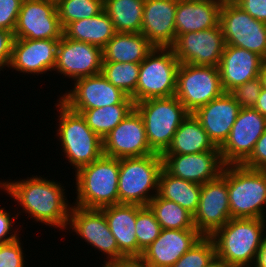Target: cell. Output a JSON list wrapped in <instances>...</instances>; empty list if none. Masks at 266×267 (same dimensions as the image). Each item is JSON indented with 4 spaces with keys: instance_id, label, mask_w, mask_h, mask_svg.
I'll return each mask as SVG.
<instances>
[{
    "instance_id": "9c48e42d",
    "label": "cell",
    "mask_w": 266,
    "mask_h": 267,
    "mask_svg": "<svg viewBox=\"0 0 266 267\" xmlns=\"http://www.w3.org/2000/svg\"><path fill=\"white\" fill-rule=\"evenodd\" d=\"M224 92L218 67L180 63L174 96L190 114Z\"/></svg>"
},
{
    "instance_id": "c3c4849f",
    "label": "cell",
    "mask_w": 266,
    "mask_h": 267,
    "mask_svg": "<svg viewBox=\"0 0 266 267\" xmlns=\"http://www.w3.org/2000/svg\"><path fill=\"white\" fill-rule=\"evenodd\" d=\"M205 267H231L227 264L223 259L219 258L218 256H214Z\"/></svg>"
},
{
    "instance_id": "bcb514c9",
    "label": "cell",
    "mask_w": 266,
    "mask_h": 267,
    "mask_svg": "<svg viewBox=\"0 0 266 267\" xmlns=\"http://www.w3.org/2000/svg\"><path fill=\"white\" fill-rule=\"evenodd\" d=\"M255 110L260 112L264 117H266V89L262 88L260 91V95L258 101L253 107Z\"/></svg>"
},
{
    "instance_id": "2e32d148",
    "label": "cell",
    "mask_w": 266,
    "mask_h": 267,
    "mask_svg": "<svg viewBox=\"0 0 266 267\" xmlns=\"http://www.w3.org/2000/svg\"><path fill=\"white\" fill-rule=\"evenodd\" d=\"M103 49L81 41L71 40L64 35L57 46L54 71L62 77L75 81L101 73Z\"/></svg>"
},
{
    "instance_id": "4316f807",
    "label": "cell",
    "mask_w": 266,
    "mask_h": 267,
    "mask_svg": "<svg viewBox=\"0 0 266 267\" xmlns=\"http://www.w3.org/2000/svg\"><path fill=\"white\" fill-rule=\"evenodd\" d=\"M154 48L142 33H116L103 48V62L140 64Z\"/></svg>"
},
{
    "instance_id": "f6af8a7d",
    "label": "cell",
    "mask_w": 266,
    "mask_h": 267,
    "mask_svg": "<svg viewBox=\"0 0 266 267\" xmlns=\"http://www.w3.org/2000/svg\"><path fill=\"white\" fill-rule=\"evenodd\" d=\"M102 267H148L141 257H123L102 264Z\"/></svg>"
},
{
    "instance_id": "3957f363",
    "label": "cell",
    "mask_w": 266,
    "mask_h": 267,
    "mask_svg": "<svg viewBox=\"0 0 266 267\" xmlns=\"http://www.w3.org/2000/svg\"><path fill=\"white\" fill-rule=\"evenodd\" d=\"M119 159L102 155L75 172L77 198L72 205L101 209L119 204Z\"/></svg>"
},
{
    "instance_id": "5bb4252c",
    "label": "cell",
    "mask_w": 266,
    "mask_h": 267,
    "mask_svg": "<svg viewBox=\"0 0 266 267\" xmlns=\"http://www.w3.org/2000/svg\"><path fill=\"white\" fill-rule=\"evenodd\" d=\"M68 228L80 236L87 245L106 255L107 263L119 259V249L111 233L104 212L101 209H87L72 205L69 213Z\"/></svg>"
},
{
    "instance_id": "b9f144b4",
    "label": "cell",
    "mask_w": 266,
    "mask_h": 267,
    "mask_svg": "<svg viewBox=\"0 0 266 267\" xmlns=\"http://www.w3.org/2000/svg\"><path fill=\"white\" fill-rule=\"evenodd\" d=\"M242 165L250 169L266 170V130L257 140L253 152Z\"/></svg>"
},
{
    "instance_id": "7bdbcfd3",
    "label": "cell",
    "mask_w": 266,
    "mask_h": 267,
    "mask_svg": "<svg viewBox=\"0 0 266 267\" xmlns=\"http://www.w3.org/2000/svg\"><path fill=\"white\" fill-rule=\"evenodd\" d=\"M254 19L266 23V0H232Z\"/></svg>"
},
{
    "instance_id": "7c38bea8",
    "label": "cell",
    "mask_w": 266,
    "mask_h": 267,
    "mask_svg": "<svg viewBox=\"0 0 266 267\" xmlns=\"http://www.w3.org/2000/svg\"><path fill=\"white\" fill-rule=\"evenodd\" d=\"M225 47L221 25L187 32L176 37L170 47L179 63L218 67Z\"/></svg>"
},
{
    "instance_id": "836d02e7",
    "label": "cell",
    "mask_w": 266,
    "mask_h": 267,
    "mask_svg": "<svg viewBox=\"0 0 266 267\" xmlns=\"http://www.w3.org/2000/svg\"><path fill=\"white\" fill-rule=\"evenodd\" d=\"M139 70L137 63L103 62L101 74L134 101Z\"/></svg>"
},
{
    "instance_id": "e575fe53",
    "label": "cell",
    "mask_w": 266,
    "mask_h": 267,
    "mask_svg": "<svg viewBox=\"0 0 266 267\" xmlns=\"http://www.w3.org/2000/svg\"><path fill=\"white\" fill-rule=\"evenodd\" d=\"M56 8L64 29L71 22L98 15L104 10V0H57Z\"/></svg>"
},
{
    "instance_id": "f907efd6",
    "label": "cell",
    "mask_w": 266,
    "mask_h": 267,
    "mask_svg": "<svg viewBox=\"0 0 266 267\" xmlns=\"http://www.w3.org/2000/svg\"><path fill=\"white\" fill-rule=\"evenodd\" d=\"M191 1H207V2H212L218 5H224L227 2H230L232 0H191Z\"/></svg>"
},
{
    "instance_id": "d6986e66",
    "label": "cell",
    "mask_w": 266,
    "mask_h": 267,
    "mask_svg": "<svg viewBox=\"0 0 266 267\" xmlns=\"http://www.w3.org/2000/svg\"><path fill=\"white\" fill-rule=\"evenodd\" d=\"M163 168L172 176L200 185L217 179L226 166L220 151L162 154Z\"/></svg>"
},
{
    "instance_id": "44dd1931",
    "label": "cell",
    "mask_w": 266,
    "mask_h": 267,
    "mask_svg": "<svg viewBox=\"0 0 266 267\" xmlns=\"http://www.w3.org/2000/svg\"><path fill=\"white\" fill-rule=\"evenodd\" d=\"M202 237L197 229H162L141 258L148 267H171Z\"/></svg>"
},
{
    "instance_id": "6da1fadb",
    "label": "cell",
    "mask_w": 266,
    "mask_h": 267,
    "mask_svg": "<svg viewBox=\"0 0 266 267\" xmlns=\"http://www.w3.org/2000/svg\"><path fill=\"white\" fill-rule=\"evenodd\" d=\"M63 188L60 181L48 180L40 175L12 182L0 181V190L12 197L15 203L17 201L30 219L62 231L67 228L72 207Z\"/></svg>"
},
{
    "instance_id": "ab89813d",
    "label": "cell",
    "mask_w": 266,
    "mask_h": 267,
    "mask_svg": "<svg viewBox=\"0 0 266 267\" xmlns=\"http://www.w3.org/2000/svg\"><path fill=\"white\" fill-rule=\"evenodd\" d=\"M23 0H0V29L14 32Z\"/></svg>"
},
{
    "instance_id": "4fadbf2b",
    "label": "cell",
    "mask_w": 266,
    "mask_h": 267,
    "mask_svg": "<svg viewBox=\"0 0 266 267\" xmlns=\"http://www.w3.org/2000/svg\"><path fill=\"white\" fill-rule=\"evenodd\" d=\"M266 130V117L254 108H240L228 139L219 148L226 165L242 164Z\"/></svg>"
},
{
    "instance_id": "83f0119b",
    "label": "cell",
    "mask_w": 266,
    "mask_h": 267,
    "mask_svg": "<svg viewBox=\"0 0 266 267\" xmlns=\"http://www.w3.org/2000/svg\"><path fill=\"white\" fill-rule=\"evenodd\" d=\"M206 151L220 149L209 139L195 116L189 114L176 130L170 146L163 154H195Z\"/></svg>"
},
{
    "instance_id": "ffe728a7",
    "label": "cell",
    "mask_w": 266,
    "mask_h": 267,
    "mask_svg": "<svg viewBox=\"0 0 266 267\" xmlns=\"http://www.w3.org/2000/svg\"><path fill=\"white\" fill-rule=\"evenodd\" d=\"M55 39H15L8 68L23 74H49L56 64L57 46Z\"/></svg>"
},
{
    "instance_id": "30bf717a",
    "label": "cell",
    "mask_w": 266,
    "mask_h": 267,
    "mask_svg": "<svg viewBox=\"0 0 266 267\" xmlns=\"http://www.w3.org/2000/svg\"><path fill=\"white\" fill-rule=\"evenodd\" d=\"M220 25L225 45L255 52L266 60V23L254 19L230 1L221 7Z\"/></svg>"
},
{
    "instance_id": "ba28073f",
    "label": "cell",
    "mask_w": 266,
    "mask_h": 267,
    "mask_svg": "<svg viewBox=\"0 0 266 267\" xmlns=\"http://www.w3.org/2000/svg\"><path fill=\"white\" fill-rule=\"evenodd\" d=\"M179 65L171 48L155 47L140 63L134 103L174 96Z\"/></svg>"
},
{
    "instance_id": "d4e9b609",
    "label": "cell",
    "mask_w": 266,
    "mask_h": 267,
    "mask_svg": "<svg viewBox=\"0 0 266 267\" xmlns=\"http://www.w3.org/2000/svg\"><path fill=\"white\" fill-rule=\"evenodd\" d=\"M109 229L119 249V259L138 257V243L135 234L136 204H116L101 208Z\"/></svg>"
},
{
    "instance_id": "f1b7e54d",
    "label": "cell",
    "mask_w": 266,
    "mask_h": 267,
    "mask_svg": "<svg viewBox=\"0 0 266 267\" xmlns=\"http://www.w3.org/2000/svg\"><path fill=\"white\" fill-rule=\"evenodd\" d=\"M115 34L113 22L104 10L94 17L71 22L63 29L66 38L92 44L101 49Z\"/></svg>"
},
{
    "instance_id": "1f68e13d",
    "label": "cell",
    "mask_w": 266,
    "mask_h": 267,
    "mask_svg": "<svg viewBox=\"0 0 266 267\" xmlns=\"http://www.w3.org/2000/svg\"><path fill=\"white\" fill-rule=\"evenodd\" d=\"M134 108L135 103H120L99 108L72 110L81 113L86 124L103 140Z\"/></svg>"
},
{
    "instance_id": "7a4b0ae2",
    "label": "cell",
    "mask_w": 266,
    "mask_h": 267,
    "mask_svg": "<svg viewBox=\"0 0 266 267\" xmlns=\"http://www.w3.org/2000/svg\"><path fill=\"white\" fill-rule=\"evenodd\" d=\"M266 219L231 218L210 237L216 256L231 267L255 263L257 253L266 240Z\"/></svg>"
},
{
    "instance_id": "60d3db41",
    "label": "cell",
    "mask_w": 266,
    "mask_h": 267,
    "mask_svg": "<svg viewBox=\"0 0 266 267\" xmlns=\"http://www.w3.org/2000/svg\"><path fill=\"white\" fill-rule=\"evenodd\" d=\"M13 213L12 216L10 211L5 210V207H0V243H8L19 237L18 233L21 231H17L19 229L16 228V225L15 230L12 227H14L15 220H18L19 214L22 212L19 211V213L15 214L14 211Z\"/></svg>"
},
{
    "instance_id": "e0dca14e",
    "label": "cell",
    "mask_w": 266,
    "mask_h": 267,
    "mask_svg": "<svg viewBox=\"0 0 266 267\" xmlns=\"http://www.w3.org/2000/svg\"><path fill=\"white\" fill-rule=\"evenodd\" d=\"M103 153L117 159L155 153L148 144L143 118L135 108L103 139Z\"/></svg>"
},
{
    "instance_id": "8d00e7d4",
    "label": "cell",
    "mask_w": 266,
    "mask_h": 267,
    "mask_svg": "<svg viewBox=\"0 0 266 267\" xmlns=\"http://www.w3.org/2000/svg\"><path fill=\"white\" fill-rule=\"evenodd\" d=\"M215 255L213 240L210 236H203L171 267H205Z\"/></svg>"
},
{
    "instance_id": "8fae6325",
    "label": "cell",
    "mask_w": 266,
    "mask_h": 267,
    "mask_svg": "<svg viewBox=\"0 0 266 267\" xmlns=\"http://www.w3.org/2000/svg\"><path fill=\"white\" fill-rule=\"evenodd\" d=\"M15 39H55L63 36L54 0H23L14 30Z\"/></svg>"
},
{
    "instance_id": "603a6c76",
    "label": "cell",
    "mask_w": 266,
    "mask_h": 267,
    "mask_svg": "<svg viewBox=\"0 0 266 267\" xmlns=\"http://www.w3.org/2000/svg\"><path fill=\"white\" fill-rule=\"evenodd\" d=\"M239 110V104L224 92L192 114L200 122L213 144L220 148L228 139Z\"/></svg>"
},
{
    "instance_id": "7402d4cb",
    "label": "cell",
    "mask_w": 266,
    "mask_h": 267,
    "mask_svg": "<svg viewBox=\"0 0 266 267\" xmlns=\"http://www.w3.org/2000/svg\"><path fill=\"white\" fill-rule=\"evenodd\" d=\"M177 0H145L141 33L158 48H170L176 39Z\"/></svg>"
},
{
    "instance_id": "f35d334b",
    "label": "cell",
    "mask_w": 266,
    "mask_h": 267,
    "mask_svg": "<svg viewBox=\"0 0 266 267\" xmlns=\"http://www.w3.org/2000/svg\"><path fill=\"white\" fill-rule=\"evenodd\" d=\"M20 238L8 243H0V267H26ZM25 262V263H24Z\"/></svg>"
},
{
    "instance_id": "4dcf8cb0",
    "label": "cell",
    "mask_w": 266,
    "mask_h": 267,
    "mask_svg": "<svg viewBox=\"0 0 266 267\" xmlns=\"http://www.w3.org/2000/svg\"><path fill=\"white\" fill-rule=\"evenodd\" d=\"M145 0H104L116 33H141Z\"/></svg>"
},
{
    "instance_id": "ac0fdd59",
    "label": "cell",
    "mask_w": 266,
    "mask_h": 267,
    "mask_svg": "<svg viewBox=\"0 0 266 267\" xmlns=\"http://www.w3.org/2000/svg\"><path fill=\"white\" fill-rule=\"evenodd\" d=\"M231 219L227 181L222 177L202 185L194 226L203 236H211Z\"/></svg>"
},
{
    "instance_id": "7dc6e473",
    "label": "cell",
    "mask_w": 266,
    "mask_h": 267,
    "mask_svg": "<svg viewBox=\"0 0 266 267\" xmlns=\"http://www.w3.org/2000/svg\"><path fill=\"white\" fill-rule=\"evenodd\" d=\"M255 265L258 267H266V240L261 246L260 251L257 253Z\"/></svg>"
},
{
    "instance_id": "816d5d0a",
    "label": "cell",
    "mask_w": 266,
    "mask_h": 267,
    "mask_svg": "<svg viewBox=\"0 0 266 267\" xmlns=\"http://www.w3.org/2000/svg\"><path fill=\"white\" fill-rule=\"evenodd\" d=\"M246 267H258V266L253 263V264L246 266Z\"/></svg>"
},
{
    "instance_id": "9a60e30c",
    "label": "cell",
    "mask_w": 266,
    "mask_h": 267,
    "mask_svg": "<svg viewBox=\"0 0 266 267\" xmlns=\"http://www.w3.org/2000/svg\"><path fill=\"white\" fill-rule=\"evenodd\" d=\"M60 100L70 109H92L120 103H134L133 99L110 83L101 73L72 82Z\"/></svg>"
},
{
    "instance_id": "681fc988",
    "label": "cell",
    "mask_w": 266,
    "mask_h": 267,
    "mask_svg": "<svg viewBox=\"0 0 266 267\" xmlns=\"http://www.w3.org/2000/svg\"><path fill=\"white\" fill-rule=\"evenodd\" d=\"M259 78L261 79L262 88L266 89V60H264L261 67Z\"/></svg>"
},
{
    "instance_id": "52a82bcc",
    "label": "cell",
    "mask_w": 266,
    "mask_h": 267,
    "mask_svg": "<svg viewBox=\"0 0 266 267\" xmlns=\"http://www.w3.org/2000/svg\"><path fill=\"white\" fill-rule=\"evenodd\" d=\"M135 109L143 118L150 148L161 155L170 146L180 124L190 114L175 96L140 101L135 103Z\"/></svg>"
},
{
    "instance_id": "8992f818",
    "label": "cell",
    "mask_w": 266,
    "mask_h": 267,
    "mask_svg": "<svg viewBox=\"0 0 266 267\" xmlns=\"http://www.w3.org/2000/svg\"><path fill=\"white\" fill-rule=\"evenodd\" d=\"M162 168V155L158 153L119 159V204L147 206L157 195Z\"/></svg>"
},
{
    "instance_id": "ee69618b",
    "label": "cell",
    "mask_w": 266,
    "mask_h": 267,
    "mask_svg": "<svg viewBox=\"0 0 266 267\" xmlns=\"http://www.w3.org/2000/svg\"><path fill=\"white\" fill-rule=\"evenodd\" d=\"M14 40L13 32L0 29V71L9 66Z\"/></svg>"
},
{
    "instance_id": "5b68a950",
    "label": "cell",
    "mask_w": 266,
    "mask_h": 267,
    "mask_svg": "<svg viewBox=\"0 0 266 267\" xmlns=\"http://www.w3.org/2000/svg\"><path fill=\"white\" fill-rule=\"evenodd\" d=\"M58 108V129L56 135L66 160L75 172L100 158L103 153V140L86 124L81 113L73 111L60 99Z\"/></svg>"
},
{
    "instance_id": "74e56055",
    "label": "cell",
    "mask_w": 266,
    "mask_h": 267,
    "mask_svg": "<svg viewBox=\"0 0 266 267\" xmlns=\"http://www.w3.org/2000/svg\"><path fill=\"white\" fill-rule=\"evenodd\" d=\"M261 89V79L256 77L230 89L227 93L239 104L240 108H253L258 101Z\"/></svg>"
},
{
    "instance_id": "d590c367",
    "label": "cell",
    "mask_w": 266,
    "mask_h": 267,
    "mask_svg": "<svg viewBox=\"0 0 266 267\" xmlns=\"http://www.w3.org/2000/svg\"><path fill=\"white\" fill-rule=\"evenodd\" d=\"M162 228L148 206L136 204L135 234L138 243V257L159 236Z\"/></svg>"
},
{
    "instance_id": "cb8c5ba5",
    "label": "cell",
    "mask_w": 266,
    "mask_h": 267,
    "mask_svg": "<svg viewBox=\"0 0 266 267\" xmlns=\"http://www.w3.org/2000/svg\"><path fill=\"white\" fill-rule=\"evenodd\" d=\"M264 58L244 48L225 45L218 66L225 92L259 77Z\"/></svg>"
},
{
    "instance_id": "d6a6232c",
    "label": "cell",
    "mask_w": 266,
    "mask_h": 267,
    "mask_svg": "<svg viewBox=\"0 0 266 267\" xmlns=\"http://www.w3.org/2000/svg\"><path fill=\"white\" fill-rule=\"evenodd\" d=\"M147 206L162 229H196L193 214L176 202L155 195Z\"/></svg>"
},
{
    "instance_id": "277c9868",
    "label": "cell",
    "mask_w": 266,
    "mask_h": 267,
    "mask_svg": "<svg viewBox=\"0 0 266 267\" xmlns=\"http://www.w3.org/2000/svg\"><path fill=\"white\" fill-rule=\"evenodd\" d=\"M221 176L227 181L231 218L266 219V170L230 164Z\"/></svg>"
},
{
    "instance_id": "f546056e",
    "label": "cell",
    "mask_w": 266,
    "mask_h": 267,
    "mask_svg": "<svg viewBox=\"0 0 266 267\" xmlns=\"http://www.w3.org/2000/svg\"><path fill=\"white\" fill-rule=\"evenodd\" d=\"M202 185L177 178L161 169L157 195L176 202L194 215L197 211Z\"/></svg>"
},
{
    "instance_id": "484cf974",
    "label": "cell",
    "mask_w": 266,
    "mask_h": 267,
    "mask_svg": "<svg viewBox=\"0 0 266 267\" xmlns=\"http://www.w3.org/2000/svg\"><path fill=\"white\" fill-rule=\"evenodd\" d=\"M221 7L222 5L207 1L177 0L176 37L220 25Z\"/></svg>"
}]
</instances>
